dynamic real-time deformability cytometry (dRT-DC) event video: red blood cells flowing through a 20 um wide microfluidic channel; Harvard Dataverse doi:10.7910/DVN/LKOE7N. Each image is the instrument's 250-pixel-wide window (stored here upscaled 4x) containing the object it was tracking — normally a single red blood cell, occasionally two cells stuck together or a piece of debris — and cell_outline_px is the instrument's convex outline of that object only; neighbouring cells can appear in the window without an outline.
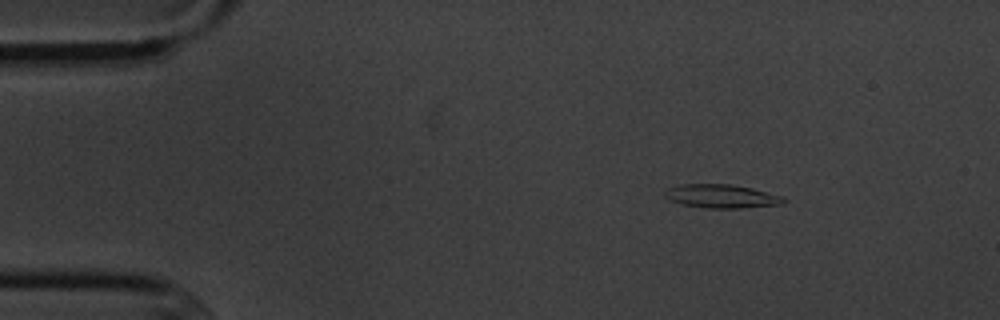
{"species": "common noctule bat (a hibernating species)", "species_latin": "Nyctalus noctula", "temperature_condition": "cold", "stored_images_in_passage": 6, "camera_frame_rate_fps": 3000, "um_per_image_px": 0.085, "animal": {"sex": "male", "body_mass_g": 20.1, "forearm_length_mm": 53.5}, "frame": {"image": 1, "passage_image": 2, "time_ms": 2.333, "image_size_px": [1000, 320], "cell_outline_px": [[788, 200], [784, 204], [740, 208], [708, 208], [680, 204], [664, 196], [664, 192], [668, 188], [680, 184], [732, 184], [752, 188], [784, 196]], "centroid_in_image_um": [61.38, 16.68], "position_along_channel_um": 23.6, "area_um2": 16.47}}
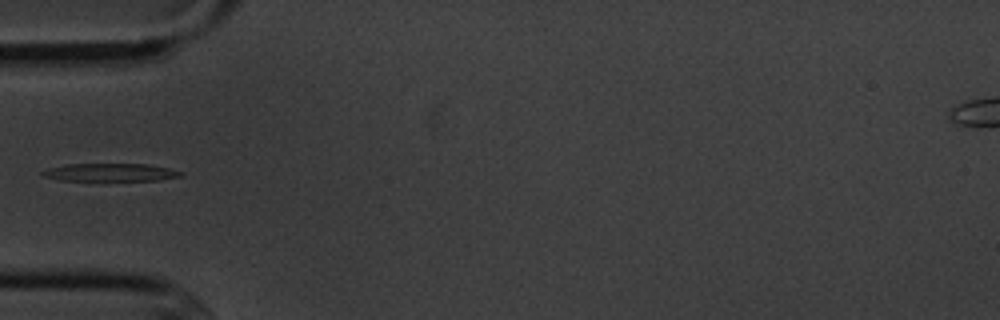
{"frame": {"image": 2, "passage_image": 5, "time_ms": 5.667, "image_size_px": [1000, 320], "cell_outline_px": [[184, 176], [160, 180], [104, 184], [92, 184], [60, 180], [44, 176], [40, 172], [48, 168], [68, 164], [148, 164], [168, 168], [184, 172]], "centroid_in_image_um": [9.39, 14.72], "position_along_channel_um": 75.6, "area_um2": 15.9}}
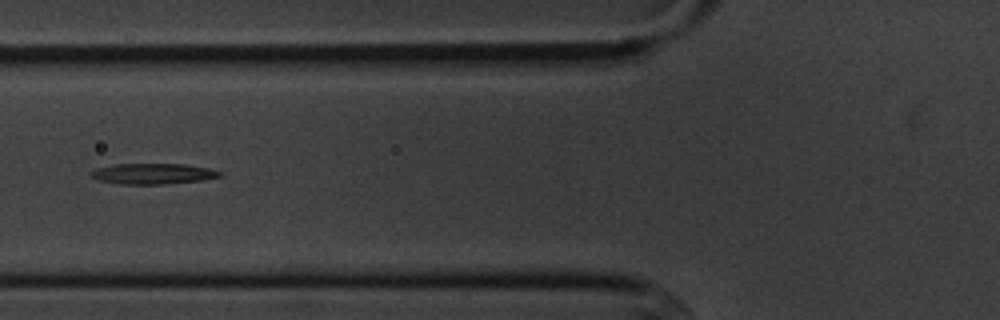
{"frame": {"image": 3, "passage_image": 6, "time_ms": 6.667, "image_size_px": [1000, 320], "cell_outline_px": [[224, 172], [220, 176], [204, 180], [164, 184], [120, 184], [96, 180], [88, 176], [88, 172], [96, 168], [112, 164], [184, 164], [208, 168]], "centroid_in_image_um": [12.93, 14.77], "position_along_channel_um": 112.9, "area_um2": 15.78}}